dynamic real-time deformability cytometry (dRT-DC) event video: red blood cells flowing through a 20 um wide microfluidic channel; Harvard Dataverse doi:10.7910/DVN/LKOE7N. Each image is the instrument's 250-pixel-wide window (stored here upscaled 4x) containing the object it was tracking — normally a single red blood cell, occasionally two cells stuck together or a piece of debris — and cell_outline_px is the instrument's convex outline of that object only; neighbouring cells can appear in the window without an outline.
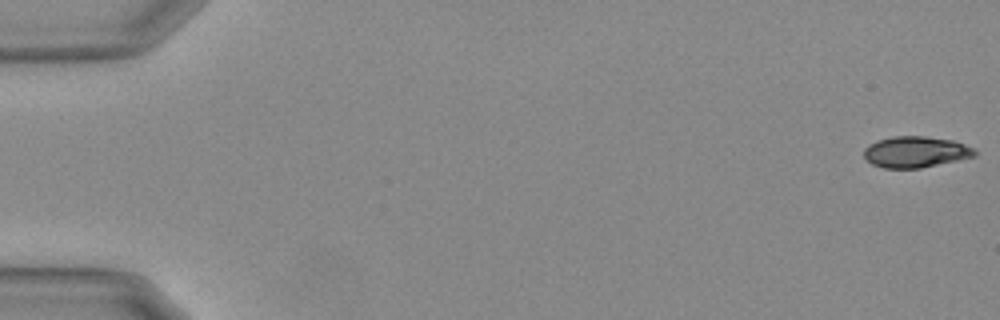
{"species": "Egyptian fruit bat (a non-hibernating species)", "species_latin": "Rousettus aegyptiacus", "temperature_condition": "warm", "stored_images_in_passage": 57, "camera_frame_rate_fps": 3000, "um_per_image_px": 0.085, "animal": {"sex": "female"}, "frame": {"image": 1, "passage_image": 1, "time_ms": 0.0, "image_size_px": [1000, 320], "cell_outline_px": [[976, 156], [920, 168], [884, 168], [872, 164], [864, 156], [864, 148], [868, 144], [876, 140], [892, 136], [924, 136], [952, 140], [964, 144], [972, 148], [976, 152]], "centroid_in_image_um": [77.79, 12.91], "position_along_channel_um": 7.2, "area_um2": 20.06}}
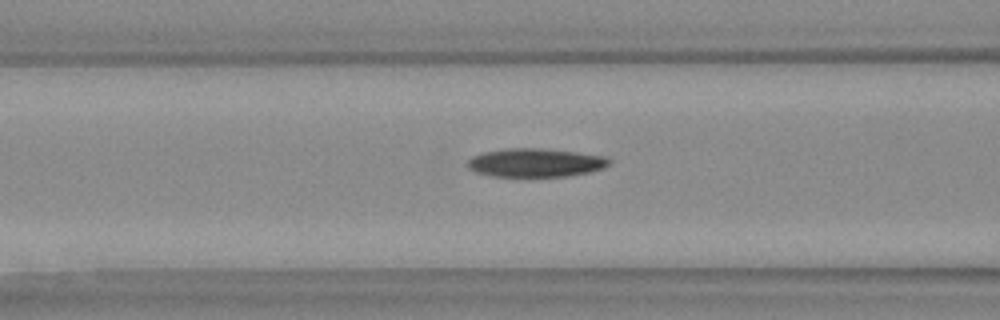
{"frame": {"image": 2, "passage_image": 24, "time_ms": 7.667, "image_size_px": [1000, 320], "cell_outline_px": [[612, 160], [604, 168], [588, 172], [568, 176], [492, 176], [476, 172], [468, 168], [468, 160], [472, 156], [484, 152], [504, 148], [540, 148], [576, 152], [604, 156]], "centroid_in_image_um": [45.51, 13.82], "position_along_channel_um": 121.1, "area_um2": 23.47}}
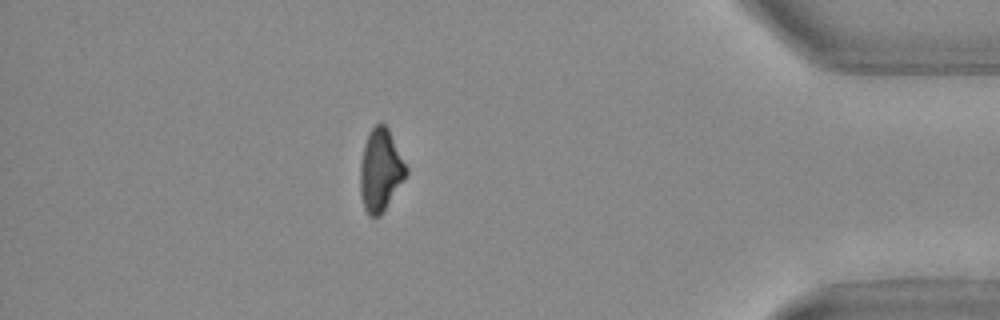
{"frame": {"image": 3, "passage_image": 50, "time_ms": 16.333, "image_size_px": [1000, 320], "cell_outline_px": [[408, 172], [404, 180], [380, 216], [368, 216], [364, 208], [360, 192], [360, 164], [364, 144], [372, 128], [380, 120], [388, 128], [408, 168]], "centroid_in_image_um": [32.34, 14.46], "position_along_channel_um": 402.9, "area_um2": 22.02}, "authors_computed_cell_mechanics": {"area_um2": 23.3512, "velocity_mm_per_s": 3.7148, "shape_relaxation_time_tau1_ms": 5.8685, "shape_relaxation_time_tau2_ms": null, "deformation_change_tau1": 0.1678, "deformation_change_tau2": null}}